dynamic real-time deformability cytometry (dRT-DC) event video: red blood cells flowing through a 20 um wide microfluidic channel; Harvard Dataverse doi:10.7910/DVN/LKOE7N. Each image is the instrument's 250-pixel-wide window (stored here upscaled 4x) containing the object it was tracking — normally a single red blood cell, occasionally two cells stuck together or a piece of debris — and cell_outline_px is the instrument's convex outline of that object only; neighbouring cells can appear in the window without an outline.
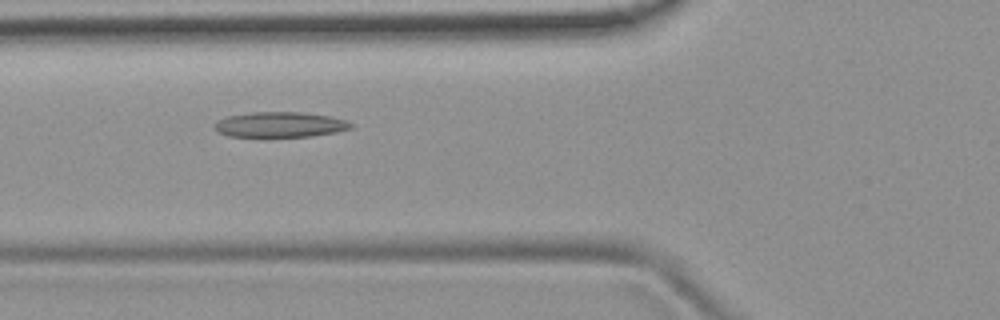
{"species": "common noctule bat (a hibernating species)", "species_latin": "Nyctalus noctula", "temperature_condition": "room temperature", "stored_images_in_passage": 5, "camera_frame_rate_fps": 3000, "um_per_image_px": 0.085, "animal": {"sex": "female", "body_mass_g": 19.9}, "frame": {"image": 1, "passage_image": 3, "time_ms": 2.333, "image_size_px": [1000, 320], "cell_outline_px": [[352, 128], [336, 132], [312, 136], [228, 136], [212, 128], [212, 124], [228, 116], [252, 112], [300, 112], [332, 116], [348, 120], [352, 124]], "centroid_in_image_um": [23.83, 10.58], "position_along_channel_um": 102.0, "area_um2": 20.06}}
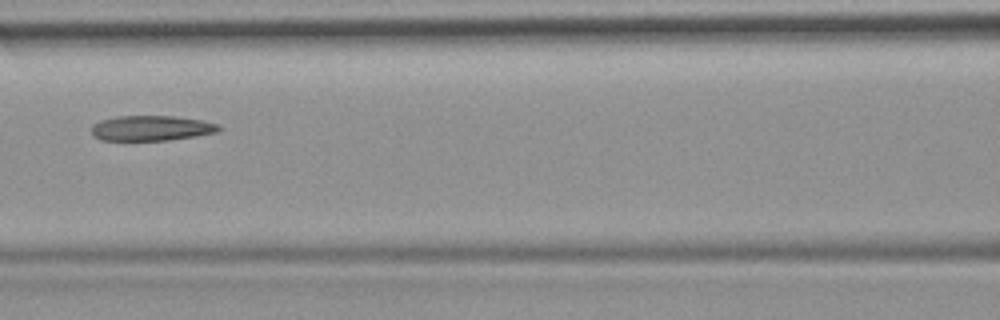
{"frame": {"image": 2, "passage_image": 4, "time_ms": 3.667, "image_size_px": [1000, 320], "cell_outline_px": [[220, 132], [196, 136], [168, 140], [100, 140], [92, 136], [92, 124], [100, 120], [116, 116], [176, 116], [204, 120], [220, 124]], "centroid_in_image_um": [12.89, 10.89], "position_along_channel_um": 153.7, "area_um2": 18.96}}
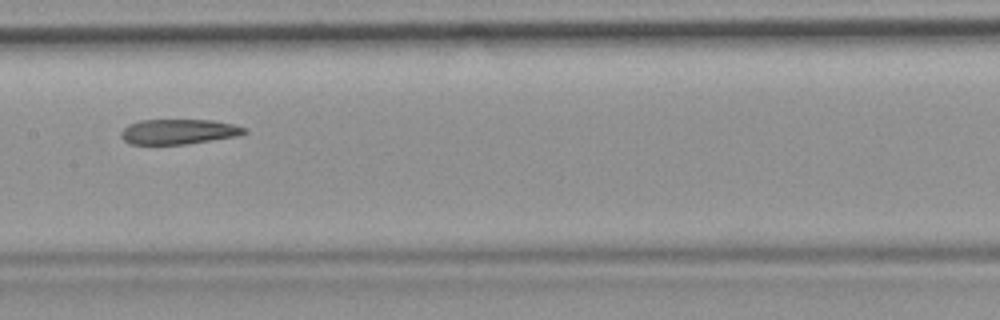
{"frame": {"image": 3, "passage_image": 5, "time_ms": 4.667, "image_size_px": [1000, 320], "cell_outline_px": [[248, 132], [240, 136], [184, 144], [132, 144], [124, 140], [120, 136], [120, 132], [128, 124], [140, 120], [212, 120], [236, 124], [248, 128]], "centroid_in_image_um": [15.24, 11.18], "position_along_channel_um": 192.2, "area_um2": 18.21}}